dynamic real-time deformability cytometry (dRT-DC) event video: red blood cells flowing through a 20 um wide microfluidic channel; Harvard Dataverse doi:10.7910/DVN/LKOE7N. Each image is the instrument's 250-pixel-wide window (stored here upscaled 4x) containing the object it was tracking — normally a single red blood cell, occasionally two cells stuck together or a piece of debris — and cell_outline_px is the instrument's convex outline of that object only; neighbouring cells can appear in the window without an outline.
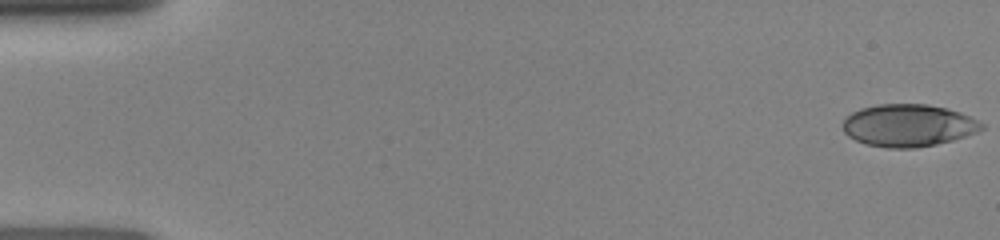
{"species": "human", "species_latin": "Homo sapiens", "temperature_condition": "room temperature", "stored_images_in_passage": 40, "camera_frame_rate_fps": 3000, "um_per_image_px": 0.085, "donor": {"sex": "female"}, "frame": {"image": 1, "passage_image": 1, "time_ms": 0.0, "image_size_px": [1000, 240], "cell_outline_px": [[984, 128], [976, 132], [952, 140], [936, 144], [916, 148], [888, 148], [864, 144], [848, 136], [844, 132], [844, 120], [852, 112], [860, 108], [876, 104], [928, 104], [960, 112], [984, 124]], "centroid_in_image_um": [77.18, 10.66], "position_along_channel_um": 7.8, "area_um2": 34.1}}
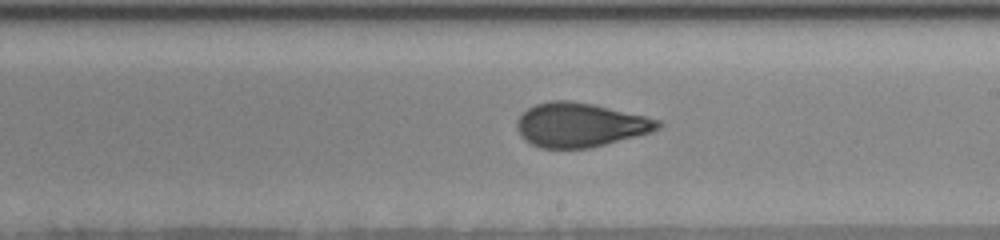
{"frame": {"image": 2, "passage_image": 22, "time_ms": 9.0, "image_size_px": [1000, 240], "cell_outline_px": [[664, 124], [660, 128], [652, 132], [588, 148], [540, 148], [524, 140], [520, 136], [516, 128], [516, 120], [528, 108], [536, 104], [552, 100], [568, 100], [592, 104], [644, 116], [660, 120]], "centroid_in_image_um": [49.29, 10.62], "position_along_channel_um": 239.7, "area_um2": 36.13}}
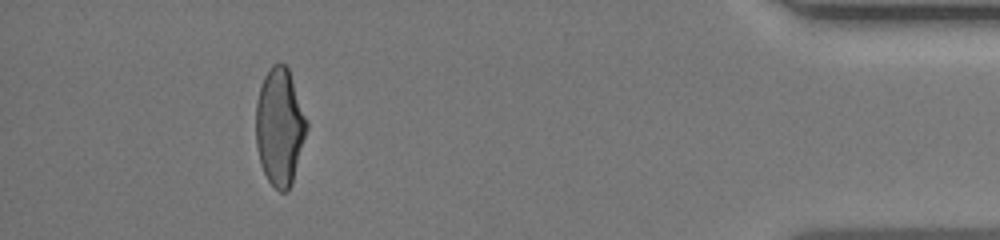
{"frame": {"image": 3, "passage_image": 38, "time_ms": 14.333, "image_size_px": [1000, 240], "cell_outline_px": [[308, 128], [292, 184], [288, 192], [280, 192], [268, 180], [260, 164], [256, 144], [256, 100], [264, 76], [268, 68], [272, 64], [280, 60], [288, 68], [308, 120]], "centroid_in_image_um": [23.78, 10.76], "position_along_channel_um": 411.4, "area_um2": 35.14}}